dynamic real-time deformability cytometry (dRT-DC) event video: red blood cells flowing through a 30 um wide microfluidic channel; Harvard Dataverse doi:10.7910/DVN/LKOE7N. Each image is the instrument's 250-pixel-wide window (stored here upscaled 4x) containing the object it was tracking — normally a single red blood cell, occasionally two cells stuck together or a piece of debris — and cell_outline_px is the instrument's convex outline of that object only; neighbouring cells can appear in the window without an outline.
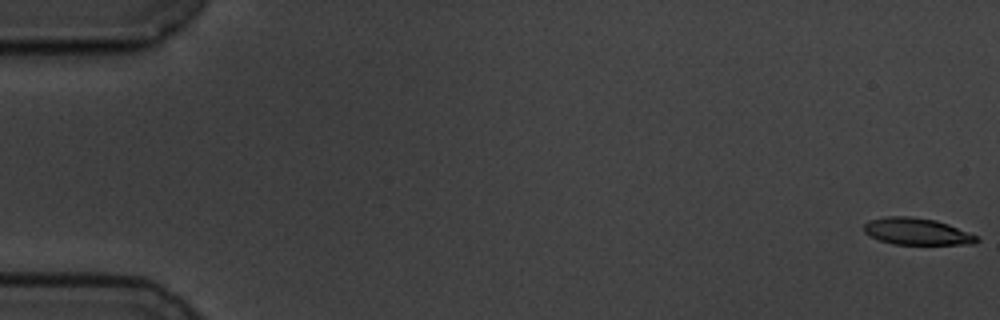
{"species": "common noctule bat (a hibernating species)", "species_latin": "Nyctalus noctula", "temperature_condition": "cold", "stored_images_in_passage": 58, "camera_frame_rate_fps": 3000, "um_per_image_px": 0.085, "animal": {"sex": "male", "body_mass_g": 19.5, "forearm_length_mm": 54.6}, "frame": {"image": 1, "passage_image": 1, "time_ms": 0.0, "image_size_px": [1000, 320], "cell_outline_px": [[980, 240], [976, 244], [892, 244], [880, 240], [864, 232], [864, 224], [868, 220], [888, 216], [908, 216], [936, 220], [948, 224], [980, 236]], "centroid_in_image_um": [77.98, 19.67], "position_along_channel_um": 7.0, "area_um2": 17.69}}
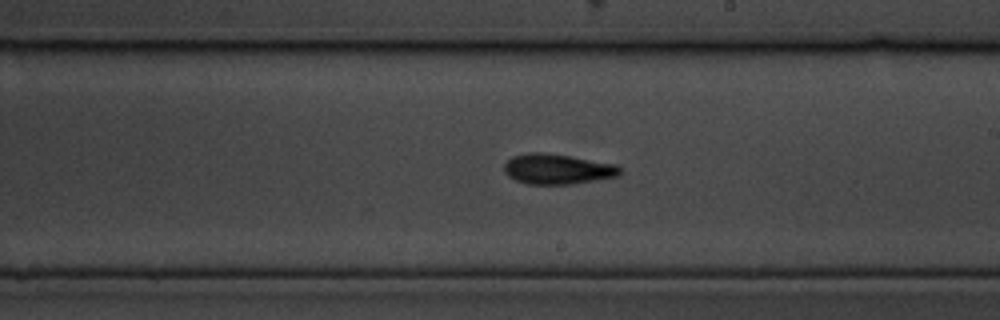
{"frame": {"image": 2, "passage_image": 34, "time_ms": 11.0, "image_size_px": [1000, 320], "cell_outline_px": [[620, 176], [572, 184], [528, 184], [516, 180], [508, 176], [504, 172], [504, 164], [512, 156], [528, 152], [540, 152], [568, 156], [616, 164], [620, 168]], "centroid_in_image_um": [47.36, 14.37], "position_along_channel_um": 241.6, "area_um2": 20.35}}
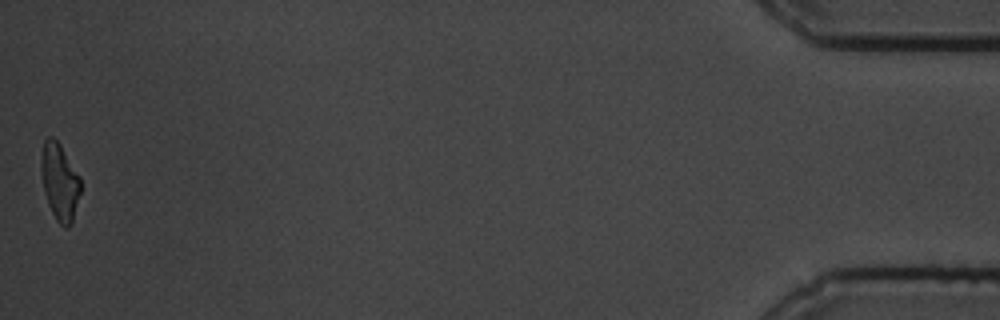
{"frame": {"image": 3, "passage_image": 58, "time_ms": 19.0, "image_size_px": [1000, 320], "cell_outline_px": [[80, 192], [72, 224], [68, 228], [64, 228], [56, 220], [48, 204], [44, 192], [40, 164], [40, 160], [44, 140], [48, 136], [52, 136], [60, 144], [80, 176]], "centroid_in_image_um": [5.07, 15.46], "position_along_channel_um": 430.1, "area_um2": 17.74}, "authors_computed_cell_mechanics": {"area_um2": 19.0162, "velocity_mm_per_s": 3.5063, "shape_relaxation_time_tau1_ms": 3.9211, "shape_relaxation_time_tau2_ms": 3.2438, "deformation_change_tau1": 0.1698, "deformation_change_tau2": 0.1023}}